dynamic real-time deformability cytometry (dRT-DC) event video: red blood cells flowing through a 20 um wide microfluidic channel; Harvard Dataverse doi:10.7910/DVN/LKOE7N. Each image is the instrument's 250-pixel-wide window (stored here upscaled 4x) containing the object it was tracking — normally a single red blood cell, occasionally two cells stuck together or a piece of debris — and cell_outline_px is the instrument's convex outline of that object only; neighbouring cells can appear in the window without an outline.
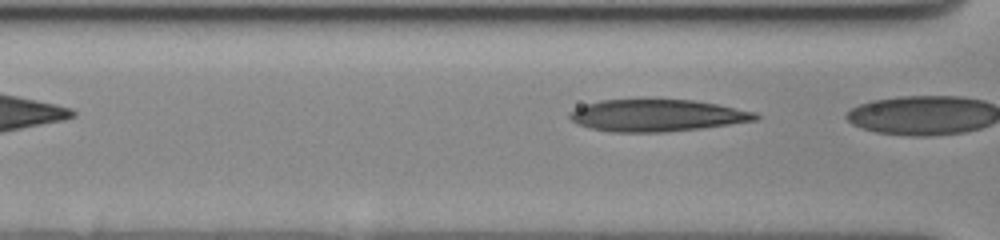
{"species": "human", "species_latin": "Homo sapiens", "temperature_condition": "cold", "stored_images_in_passage": 7, "camera_frame_rate_fps": 3000, "um_per_image_px": 0.085, "donor": {"sex": "female"}, "frame": {"image": 1, "passage_image": 6, "time_ms": 1.667, "image_size_px": [1000, 240], "cell_outline_px": [[760, 116], [756, 120], [700, 128], [664, 132], [612, 132], [588, 128], [572, 120], [568, 116], [568, 112], [576, 108], [600, 100], [692, 100], [716, 104], [756, 112]], "centroid_in_image_um": [55.82, 9.82], "position_along_channel_um": 110.8, "area_um2": 34.22}}